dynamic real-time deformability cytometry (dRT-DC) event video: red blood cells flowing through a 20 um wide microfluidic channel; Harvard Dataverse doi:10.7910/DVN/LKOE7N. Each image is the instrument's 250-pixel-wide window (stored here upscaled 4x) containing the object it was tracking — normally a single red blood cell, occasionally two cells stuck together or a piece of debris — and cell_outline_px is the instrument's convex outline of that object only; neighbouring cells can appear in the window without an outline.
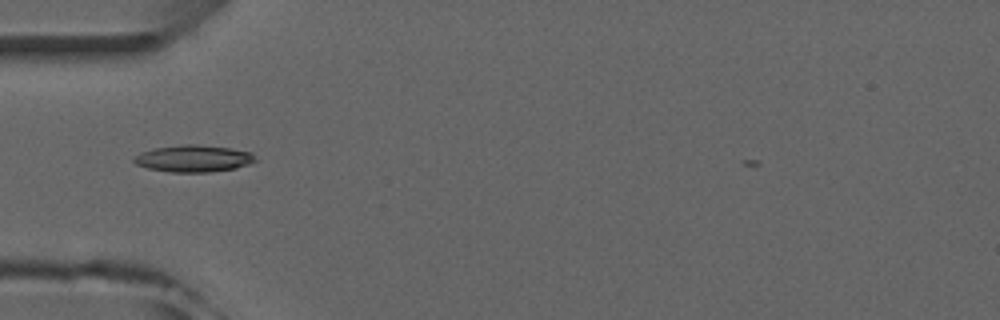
{"species": "common noctule bat (a hibernating species)", "species_latin": "Nyctalus noctula", "temperature_condition": "room temperature", "stored_images_in_passage": 6, "camera_frame_rate_fps": 3000, "um_per_image_px": 0.085, "animal": {"sex": "male", "forearm_length_mm": 52.5}, "frame": {"image": 1, "passage_image": 5, "time_ms": 4.667, "image_size_px": [1000, 320], "cell_outline_px": [[260, 160], [236, 168], [208, 172], [168, 172], [148, 168], [136, 164], [132, 160], [132, 156], [140, 152], [156, 148], [184, 144], [196, 144], [232, 148], [252, 152]], "centroid_in_image_um": [16.47, 13.47], "position_along_channel_um": 68.5, "area_um2": 19.25}}
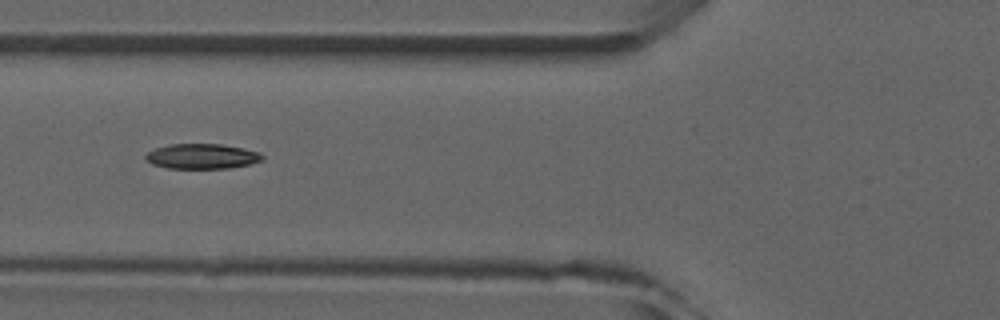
{"frame": {"image": 2, "passage_image": 6, "time_ms": 5.667, "image_size_px": [1000, 320], "cell_outline_px": [[264, 160], [248, 164], [228, 168], [168, 168], [152, 164], [144, 156], [148, 152], [156, 148], [168, 144], [220, 144], [260, 152], [264, 156]], "centroid_in_image_um": [17.17, 13.28], "position_along_channel_um": 108.6, "area_um2": 16.88}}